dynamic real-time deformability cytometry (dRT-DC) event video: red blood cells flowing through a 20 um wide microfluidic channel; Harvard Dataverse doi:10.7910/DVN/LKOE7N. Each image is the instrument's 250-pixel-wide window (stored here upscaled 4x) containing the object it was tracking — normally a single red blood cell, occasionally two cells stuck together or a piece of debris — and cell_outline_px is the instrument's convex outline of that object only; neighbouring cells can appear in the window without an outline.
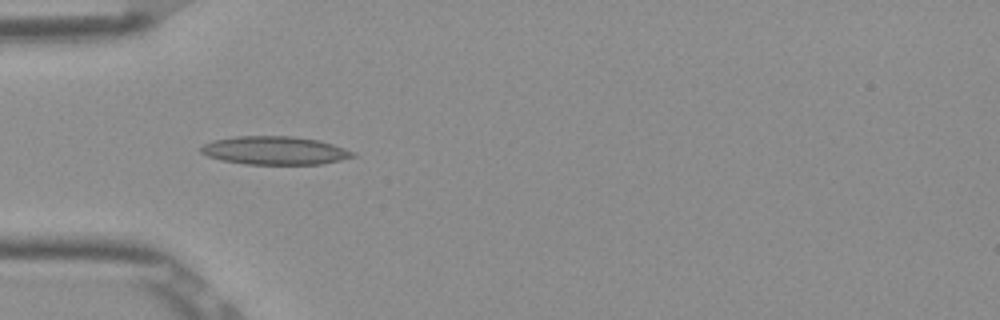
{"species": "Egyptian fruit bat (a non-hibernating species)", "species_latin": "Rousettus aegyptiacus", "temperature_condition": "room temperature", "stored_images_in_passage": 37, "camera_frame_rate_fps": 3000, "um_per_image_px": 0.085, "frame": {"image": 1, "passage_image": 1, "time_ms": 0.0, "image_size_px": [1000, 320], "cell_outline_px": [[356, 156], [340, 160], [320, 164], [244, 164], [220, 160], [208, 156], [200, 152], [200, 148], [204, 144], [212, 140], [236, 136], [292, 136], [316, 140], [332, 144], [356, 152]], "centroid_in_image_um": [23.33, 12.79], "position_along_channel_um": 61.7, "area_um2": 25.03}}
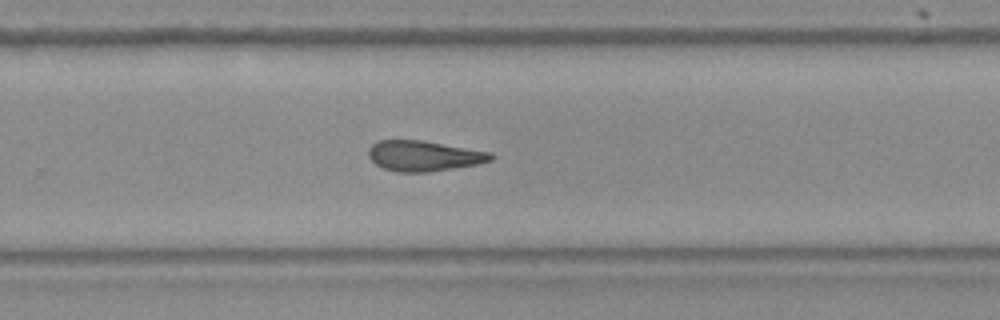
{"frame": {"image": 2, "passage_image": 19, "time_ms": 6.0, "image_size_px": [1000, 320], "cell_outline_px": [[496, 156], [492, 160], [480, 164], [428, 172], [400, 172], [384, 168], [376, 164], [368, 156], [368, 148], [372, 144], [380, 140], [420, 140], [492, 152]], "centroid_in_image_um": [36.06, 13.25], "position_along_channel_um": 293.7, "area_um2": 21.73}}
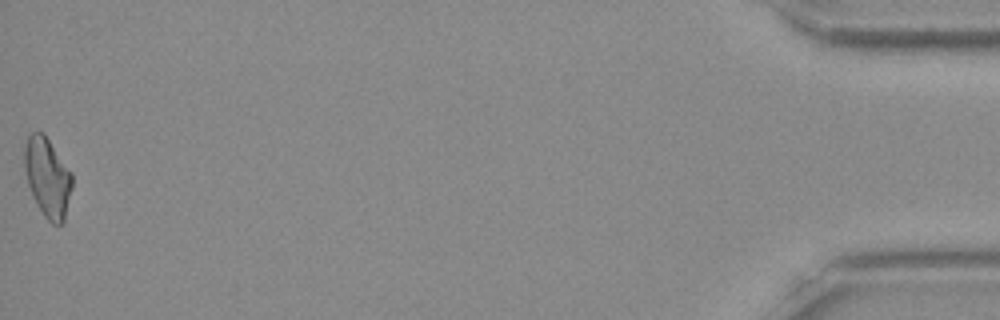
{"frame": {"image": 3, "passage_image": 37, "time_ms": 12.0, "image_size_px": [1000, 320], "cell_outline_px": [[72, 188], [64, 224], [52, 224], [44, 216], [36, 204], [32, 196], [28, 184], [24, 168], [24, 148], [28, 136], [32, 132], [44, 132], [72, 172]], "centroid_in_image_um": [4.05, 15.08], "position_along_channel_um": 431.2, "area_um2": 22.37}}